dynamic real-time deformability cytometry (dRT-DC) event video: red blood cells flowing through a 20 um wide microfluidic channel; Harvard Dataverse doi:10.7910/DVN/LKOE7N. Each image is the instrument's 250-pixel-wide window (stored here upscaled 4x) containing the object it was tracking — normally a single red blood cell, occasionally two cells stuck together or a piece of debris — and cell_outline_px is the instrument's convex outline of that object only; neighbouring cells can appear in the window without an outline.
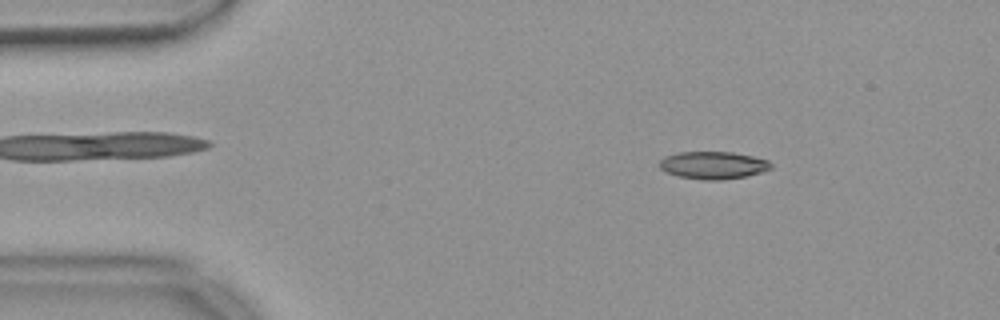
{"species": "common noctule bat (a hibernating species)", "species_latin": "Nyctalus noctula", "temperature_condition": "warm", "stored_images_in_passage": 52, "camera_frame_rate_fps": 3000, "um_per_image_px": 0.085, "animal": {"sex": "female", "body_mass_g": 18.4}, "frame": {"image": 1, "passage_image": 5, "time_ms": 1.333, "image_size_px": [1000, 320], "cell_outline_px": [[772, 168], [748, 176], [720, 180], [704, 180], [680, 176], [668, 172], [660, 168], [656, 164], [664, 156], [680, 152], [732, 152], [752, 156], [768, 160], [772, 164]], "centroid_in_image_um": [60.61, 14.04], "position_along_channel_um": 24.4, "area_um2": 17.86}}
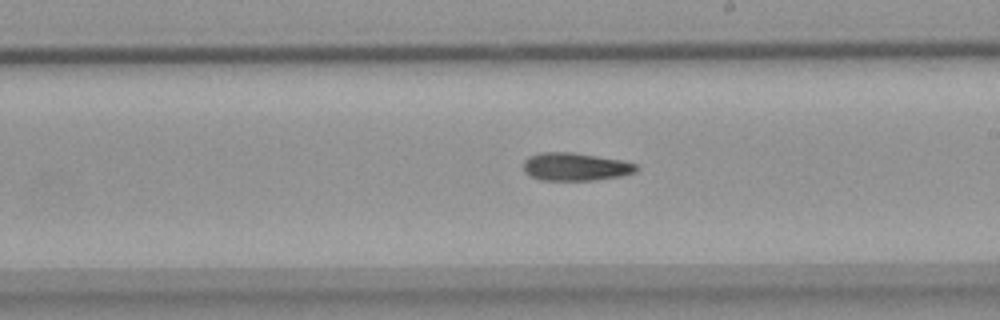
{"frame": {"image": 2, "passage_image": 28, "time_ms": 9.0, "image_size_px": [1000, 320], "cell_outline_px": [[640, 168], [636, 172], [620, 176], [596, 180], [540, 180], [524, 172], [524, 160], [528, 156], [540, 152], [572, 152], [620, 160], [636, 164]], "centroid_in_image_um": [48.9, 14.17], "position_along_channel_um": 240.1, "area_um2": 18.38}}
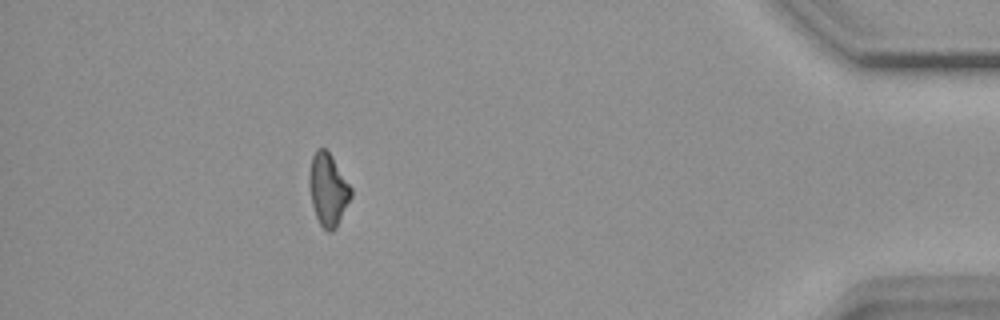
{"frame": {"image": 3, "passage_image": 46, "time_ms": 15.0, "image_size_px": [1000, 320], "cell_outline_px": [[352, 196], [336, 228], [332, 232], [328, 232], [320, 224], [316, 216], [312, 204], [308, 184], [308, 176], [312, 156], [316, 148], [324, 148], [332, 156], [352, 188]], "centroid_in_image_um": [27.88, 16.11], "position_along_channel_um": 407.3, "area_um2": 17.69}}